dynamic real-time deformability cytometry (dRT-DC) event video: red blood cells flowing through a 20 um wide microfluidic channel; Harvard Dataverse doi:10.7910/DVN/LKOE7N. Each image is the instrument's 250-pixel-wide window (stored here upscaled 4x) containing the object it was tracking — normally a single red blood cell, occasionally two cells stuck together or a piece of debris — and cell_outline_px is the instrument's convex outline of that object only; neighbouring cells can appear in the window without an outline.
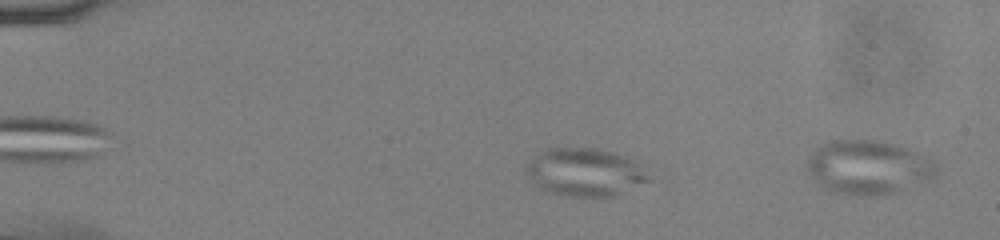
{"species": "common noctule bat (a hibernating species)", "species_latin": "Nyctalus noctula", "temperature_condition": "cold", "stored_images_in_passage": 15, "camera_frame_rate_fps": 3000, "um_per_image_px": 0.085, "animal": {"sex": "male", "body_mass_g": 13.0, "forearm_length_mm": 53.1}, "frame": {"image": 1, "passage_image": 11, "time_ms": 3.333, "image_size_px": [1000, 240], "cell_outline_px": [[652, 180], [616, 196], [568, 196], [544, 192], [528, 180], [524, 172], [524, 164], [536, 152], [548, 148], [600, 148], [616, 152], [632, 160]], "centroid_in_image_um": [49.6, 14.64], "position_along_channel_um": 35.4, "area_um2": 34.85}}